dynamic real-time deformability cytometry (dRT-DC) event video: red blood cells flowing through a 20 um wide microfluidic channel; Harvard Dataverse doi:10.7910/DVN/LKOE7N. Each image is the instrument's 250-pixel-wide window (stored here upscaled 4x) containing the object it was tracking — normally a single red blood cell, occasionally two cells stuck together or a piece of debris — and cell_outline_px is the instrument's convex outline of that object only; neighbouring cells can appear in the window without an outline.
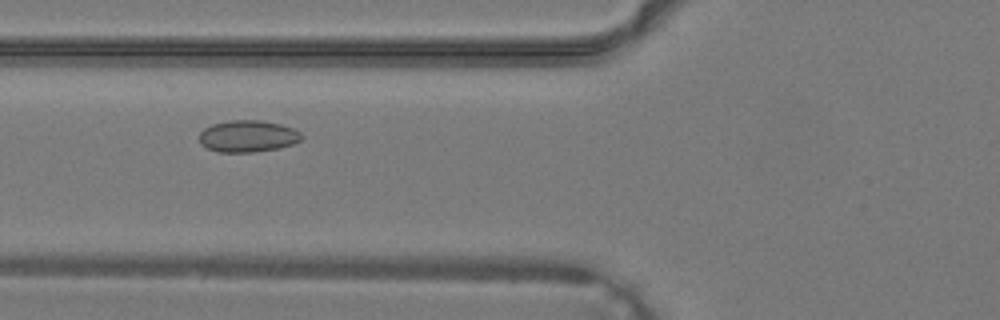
{"species": "common noctule bat (a hibernating species)", "species_latin": "Nyctalus noctula", "temperature_condition": "warm", "stored_images_in_passage": 36, "camera_frame_rate_fps": 3000, "um_per_image_px": 0.085, "animal": {"sex": "male", "body_mass_g": 19.2, "forearm_length_mm": 51.8}, "frame": {"image": 1, "passage_image": 12, "time_ms": 3.667, "image_size_px": [1000, 320], "cell_outline_px": [[304, 136], [300, 140], [292, 144], [280, 148], [252, 152], [216, 152], [200, 144], [200, 132], [204, 128], [212, 124], [228, 120], [260, 120], [280, 124], [292, 128], [300, 132]], "centroid_in_image_um": [21.05, 11.57], "position_along_channel_um": 104.7, "area_um2": 19.02}}
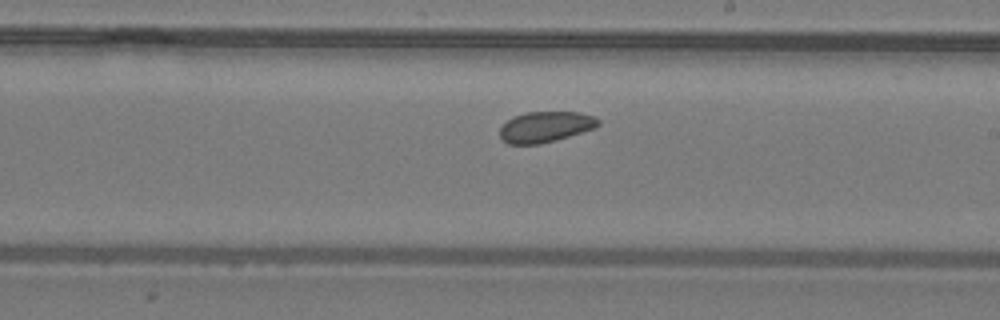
{"frame": {"image": 2, "passage_image": 20, "time_ms": 6.333, "image_size_px": [1000, 320], "cell_outline_px": [[600, 124], [592, 128], [556, 140], [540, 144], [508, 144], [500, 136], [500, 128], [512, 116], [528, 112], [580, 112], [596, 116], [600, 120]], "centroid_in_image_um": [46.36, 10.77], "position_along_channel_um": 242.6, "area_um2": 17.51}}
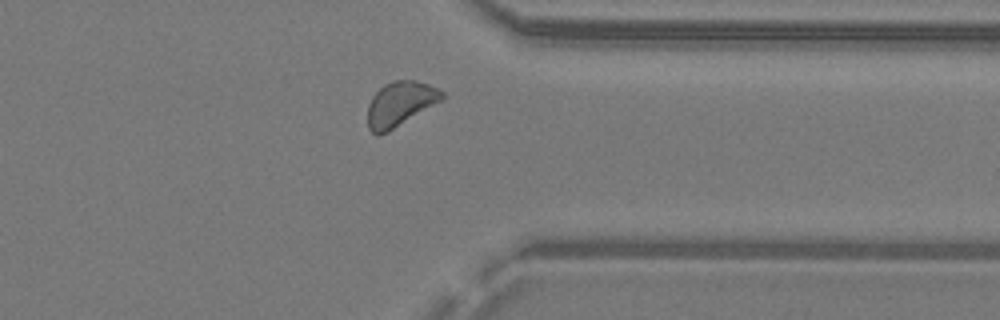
{"frame": {"image": 3, "passage_image": 28, "time_ms": 9.0, "image_size_px": [1000, 320], "cell_outline_px": [[444, 96], [440, 100], [388, 132], [376, 136], [368, 128], [368, 104], [372, 96], [384, 84], [396, 80], [412, 80], [428, 84], [444, 92]], "centroid_in_image_um": [33.96, 8.83], "position_along_channel_um": 377.4, "area_um2": 18.96}}